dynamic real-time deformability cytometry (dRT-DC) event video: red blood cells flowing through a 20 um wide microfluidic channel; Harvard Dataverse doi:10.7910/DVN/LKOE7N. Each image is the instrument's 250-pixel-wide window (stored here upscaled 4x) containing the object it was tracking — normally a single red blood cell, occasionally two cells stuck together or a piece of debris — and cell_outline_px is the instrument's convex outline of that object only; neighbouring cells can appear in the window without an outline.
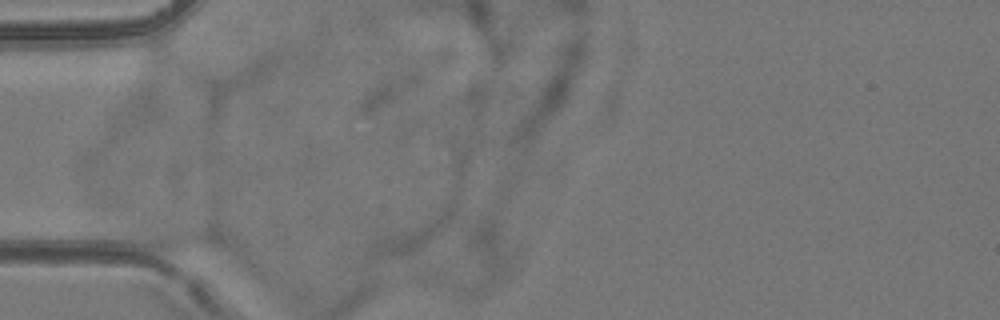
{"species": "common noctule bat (a hibernating species)", "species_latin": "Nyctalus noctula", "temperature_condition": "room temperature", "stored_images_in_passage": 2, "camera_frame_rate_fps": 3000, "um_per_image_px": 0.085, "animal": {"sex": "female", "body_mass_g": 24.6, "forearm_length_mm": 56.2}, "frame": {"image": 1, "passage_image": 1, "time_ms": 0.0, "image_size_px": [1000, 320], "cell_outline_px": [[228, 248], [172, 252], [168, 252], [152, 248], [144, 244], [128, 228], [212, 228], [228, 244]], "centroid_in_image_um": [15.32, 20.31], "position_along_channel_um": 69.7, "area_um2": 13.18}}